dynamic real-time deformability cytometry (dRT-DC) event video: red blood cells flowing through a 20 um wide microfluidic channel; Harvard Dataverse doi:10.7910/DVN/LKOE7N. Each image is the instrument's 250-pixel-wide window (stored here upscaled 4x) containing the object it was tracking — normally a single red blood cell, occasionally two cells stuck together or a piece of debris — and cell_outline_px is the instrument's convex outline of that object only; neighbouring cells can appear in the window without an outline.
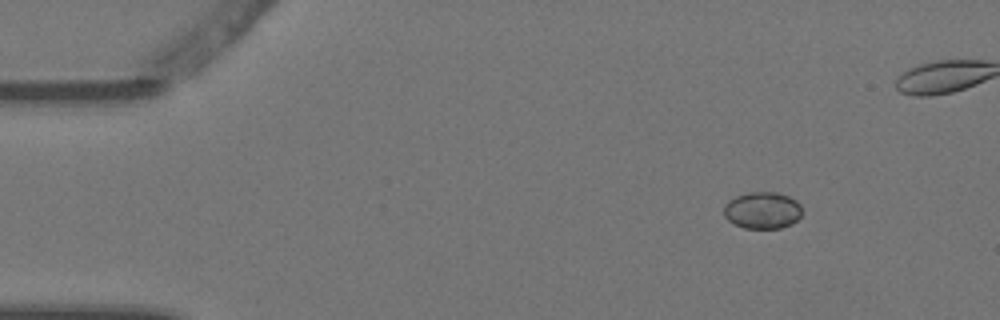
{"species": "Egyptian fruit bat (a non-hibernating species)", "species_latin": "Rousettus aegyptiacus", "temperature_condition": "warm", "stored_images_in_passage": 9, "camera_frame_rate_fps": 3000, "um_per_image_px": 0.085, "animal": {"sex": "female"}, "frame": {"image": 1, "passage_image": 1, "time_ms": 0.0, "image_size_px": [1000, 320], "cell_outline_px": [[800, 216], [792, 224], [780, 228], [744, 228], [728, 220], [724, 216], [724, 204], [728, 200], [736, 196], [748, 192], [776, 192], [788, 196], [796, 200], [800, 204]], "centroid_in_image_um": [64.79, 17.87], "position_along_channel_um": 20.2, "area_um2": 16.76}}
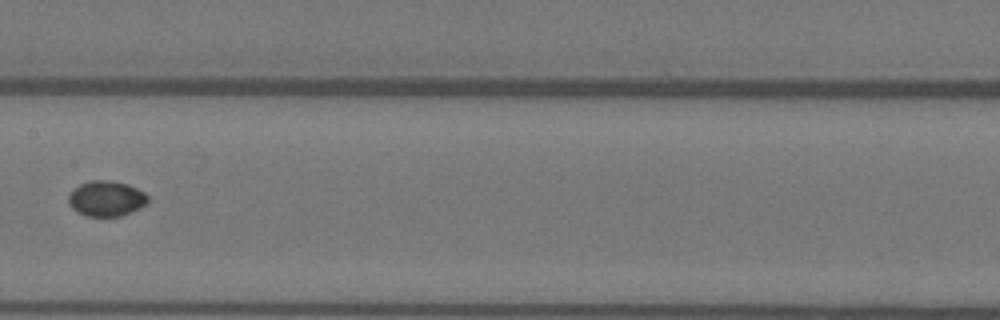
{"frame": {"image": 2, "passage_image": 6, "time_ms": 1.667, "image_size_px": [1000, 320], "cell_outline_px": [[148, 200], [140, 208], [132, 212], [120, 216], [84, 216], [76, 212], [68, 204], [68, 196], [80, 184], [92, 180], [112, 180], [128, 184], [144, 192], [148, 196]], "centroid_in_image_um": [9.03, 16.88], "position_along_channel_um": 198.4, "area_um2": 16.42}}
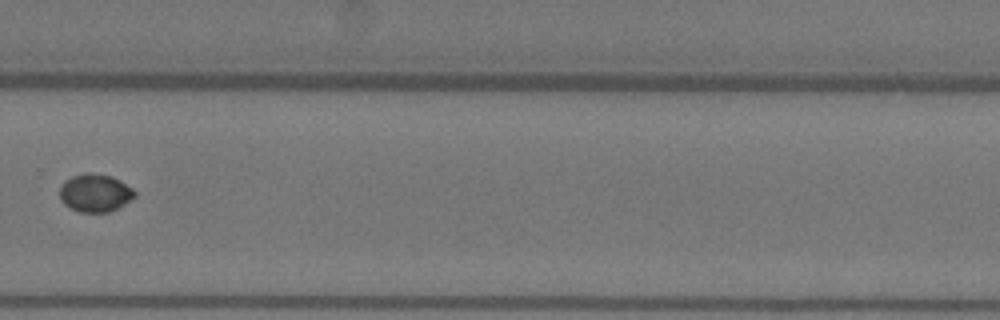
{"frame": {"image": 3, "passage_image": 9, "time_ms": 2.667, "image_size_px": [1000, 320], "cell_outline_px": [[136, 196], [124, 204], [108, 212], [80, 212], [64, 204], [60, 200], [60, 188], [64, 180], [72, 176], [84, 172], [88, 172], [112, 176], [120, 180], [132, 188], [136, 192]], "centroid_in_image_um": [8.07, 16.38], "position_along_channel_um": 321.7, "area_um2": 16.59}}